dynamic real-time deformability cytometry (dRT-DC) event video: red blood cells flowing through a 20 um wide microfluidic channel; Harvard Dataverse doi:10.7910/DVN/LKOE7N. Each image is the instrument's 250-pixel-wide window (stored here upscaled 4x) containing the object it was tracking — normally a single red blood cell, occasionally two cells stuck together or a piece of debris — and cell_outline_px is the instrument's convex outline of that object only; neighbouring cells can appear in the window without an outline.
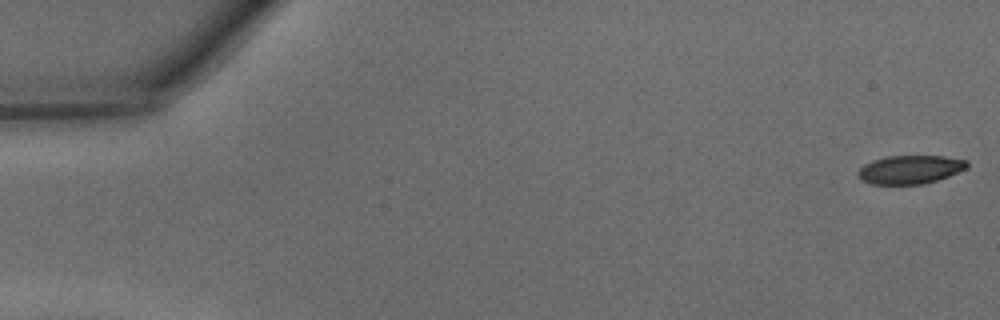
{"species": "common noctule bat (a hibernating species)", "species_latin": "Nyctalus noctula", "temperature_condition": "warm", "stored_images_in_passage": 43, "camera_frame_rate_fps": 3000, "um_per_image_px": 0.085, "animal": {"sex": "male", "body_mass_g": 15.6}, "frame": {"image": 1, "passage_image": 1, "time_ms": 0.0, "image_size_px": [1000, 320], "cell_outline_px": [[968, 168], [948, 176], [924, 184], [872, 184], [860, 180], [856, 176], [856, 172], [864, 164], [872, 160], [884, 156], [944, 156], [968, 160]], "centroid_in_image_um": [77.33, 14.41], "position_along_channel_um": 7.7, "area_um2": 18.32}}
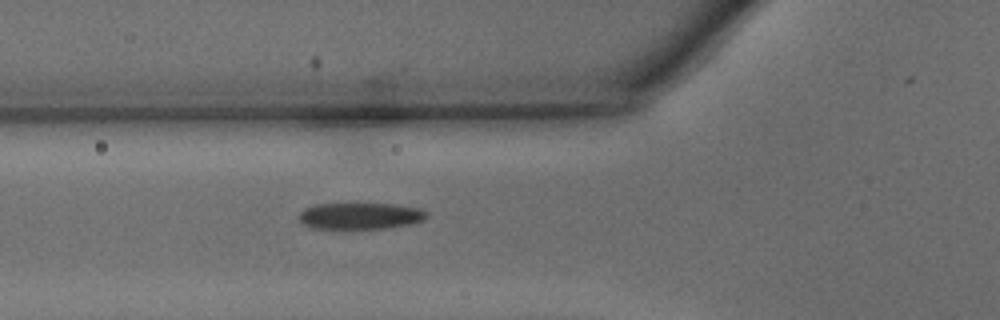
{"frame": {"image": 2, "passage_image": 17, "time_ms": 5.333, "image_size_px": [1000, 320], "cell_outline_px": [[428, 216], [424, 220], [412, 224], [388, 228], [312, 228], [304, 224], [300, 220], [300, 212], [304, 208], [316, 204], [396, 204], [420, 208], [428, 212]], "centroid_in_image_um": [30.68, 18.35], "position_along_channel_um": 95.1, "area_um2": 19.71}}
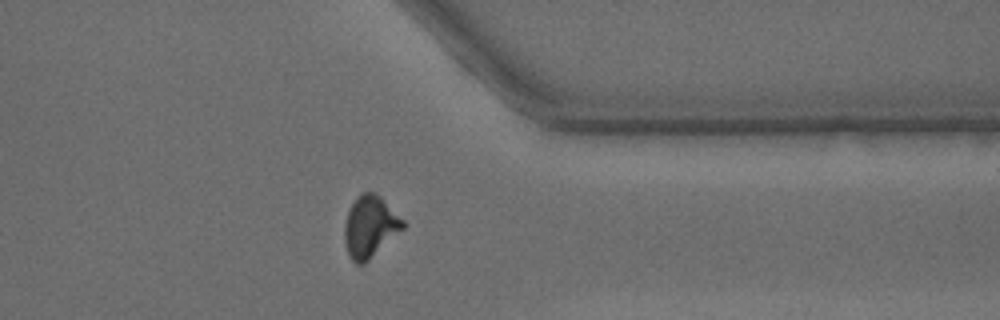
{"frame": {"image": 3, "passage_image": 37, "time_ms": 12.0, "image_size_px": [1000, 320], "cell_outline_px": [[404, 228], [364, 264], [356, 264], [352, 260], [348, 252], [344, 240], [344, 224], [348, 212], [356, 196], [364, 192], [372, 192], [380, 196], [404, 220]], "centroid_in_image_um": [31.44, 19.26], "position_along_channel_um": 380.0, "area_um2": 20.75}}